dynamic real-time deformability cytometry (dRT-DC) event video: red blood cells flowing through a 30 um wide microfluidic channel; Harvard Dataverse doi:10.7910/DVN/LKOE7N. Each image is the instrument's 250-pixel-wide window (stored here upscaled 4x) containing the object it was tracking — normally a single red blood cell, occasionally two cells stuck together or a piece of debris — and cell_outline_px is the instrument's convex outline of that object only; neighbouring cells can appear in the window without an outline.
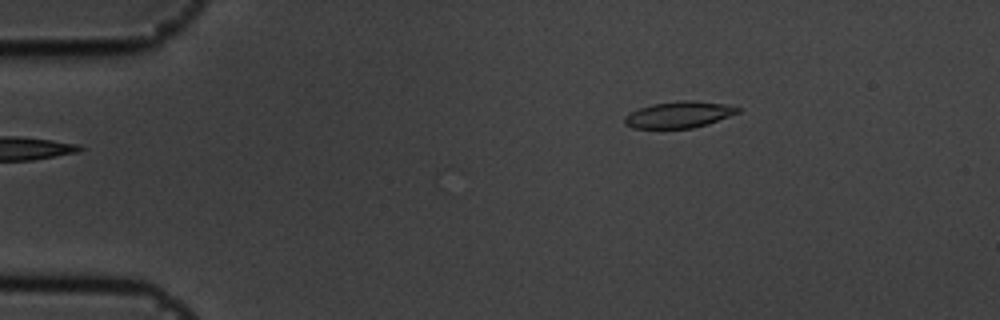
{"species": "common noctule bat (a hibernating species)", "species_latin": "Nyctalus noctula", "temperature_condition": "cold", "stored_images_in_passage": 35, "camera_frame_rate_fps": 3000, "um_per_image_px": 0.085, "animal": {"sex": "male", "body_mass_g": 19.5, "forearm_length_mm": 54.6}, "frame": {"image": 1, "passage_image": 1, "time_ms": 0.0, "image_size_px": [1000, 320], "cell_outline_px": [[740, 112], [708, 124], [692, 128], [632, 128], [624, 124], [624, 116], [640, 108], [652, 104], [680, 100], [696, 100], [724, 104], [740, 108]], "centroid_in_image_um": [57.71, 9.74], "position_along_channel_um": 27.3, "area_um2": 17.4}}
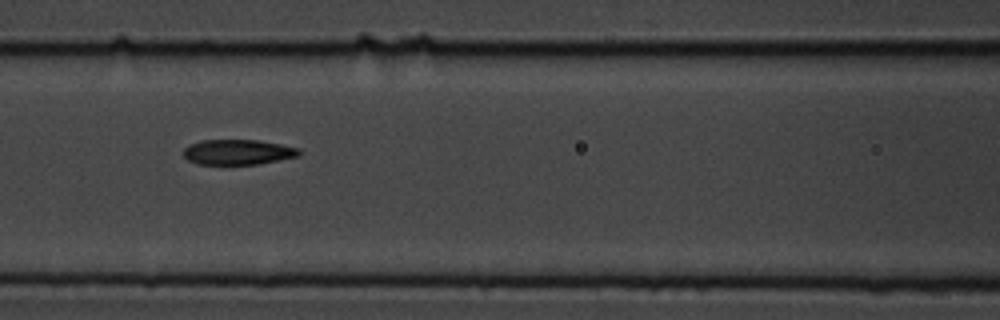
{"frame": {"image": 2, "passage_image": 16, "time_ms": 5.0, "image_size_px": [1000, 320], "cell_outline_px": [[300, 152], [296, 156], [256, 164], [196, 164], [188, 160], [180, 152], [188, 144], [200, 140], [256, 140], [280, 144], [300, 148]], "centroid_in_image_um": [20.12, 12.92], "position_along_channel_um": 146.5, "area_um2": 16.94}}
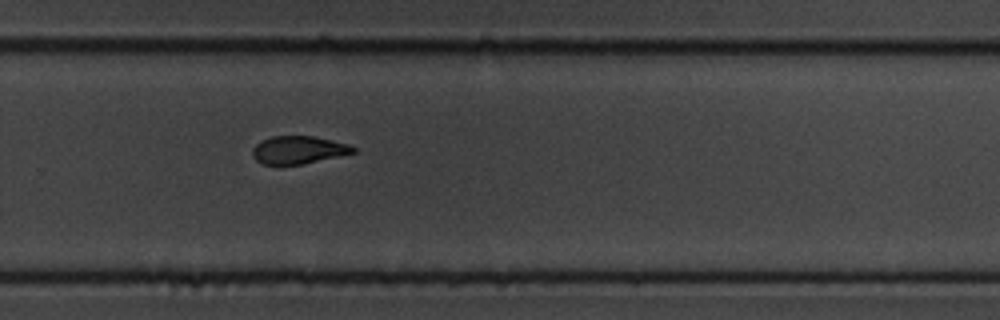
{"frame": {"image": 3, "passage_image": 29, "time_ms": 9.333, "image_size_px": [1000, 320], "cell_outline_px": [[356, 152], [304, 164], [260, 164], [252, 156], [252, 148], [260, 140], [272, 136], [312, 136], [332, 140], [348, 144], [356, 148]], "centroid_in_image_um": [25.34, 12.74], "position_along_channel_um": 304.5, "area_um2": 16.36}, "authors_computed_cell_mechanics": {"area_um2": 17.8024, "velocity_mm_per_s": 3.6597, "shape_relaxation_time_tau1_ms": 3.8991, "shape_relaxation_time_tau2_ms": 4.1054, "deformation_change_tau1": 0.1376, "deformation_change_tau2": 0.113}}